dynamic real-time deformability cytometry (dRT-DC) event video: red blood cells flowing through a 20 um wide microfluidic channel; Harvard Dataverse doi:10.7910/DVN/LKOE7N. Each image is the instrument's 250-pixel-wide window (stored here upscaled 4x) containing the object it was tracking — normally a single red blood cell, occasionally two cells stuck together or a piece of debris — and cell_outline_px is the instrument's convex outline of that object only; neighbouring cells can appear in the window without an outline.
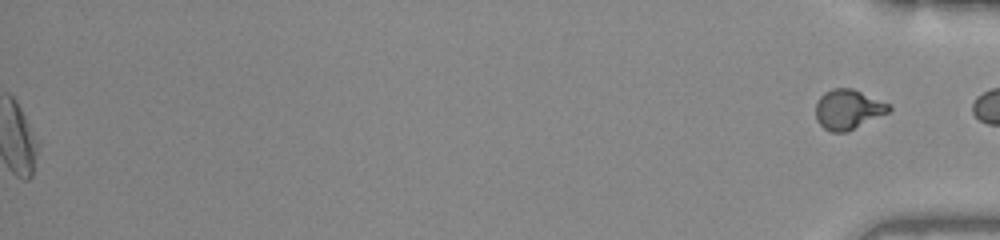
{"species": "common noctule bat (a hibernating species)", "species_latin": "Nyctalus noctula", "temperature_condition": "warm", "stored_images_in_passage": 37, "segment_of_instrument_passage": [2, 2], "camera_frame_rate_fps": 3000, "um_per_image_px": 0.085, "animal": {"sex": "female", "body_mass_g": 22.0, "forearm_length_mm": 56.7}, "frame": {"image": 1, "passage_image": 37, "time_ms": 12.0, "image_size_px": [1000, 240], "cell_outline_px": [[892, 108], [888, 112], [848, 132], [832, 132], [824, 128], [816, 120], [816, 104], [820, 96], [824, 92], [832, 88], [852, 88], [888, 104]], "centroid_in_image_um": [72.05, 9.3], "position_along_channel_um": 363.1, "area_um2": 16.82}}